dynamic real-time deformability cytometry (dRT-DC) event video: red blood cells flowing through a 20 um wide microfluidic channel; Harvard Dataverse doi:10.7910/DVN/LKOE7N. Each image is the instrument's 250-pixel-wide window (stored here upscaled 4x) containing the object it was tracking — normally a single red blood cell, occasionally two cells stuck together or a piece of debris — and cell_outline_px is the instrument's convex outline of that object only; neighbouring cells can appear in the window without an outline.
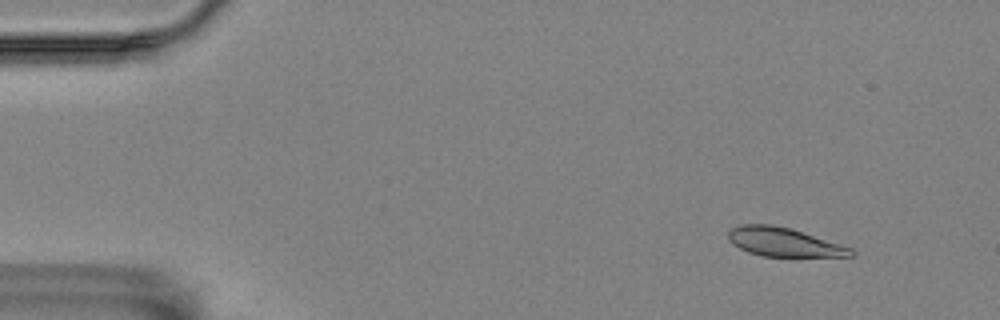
{"species": "Egyptian fruit bat (a non-hibernating species)", "species_latin": "Rousettus aegyptiacus", "temperature_condition": "room temperature", "stored_images_in_passage": 4, "camera_frame_rate_fps": 3000, "um_per_image_px": 0.085, "animal": {"sex": "female"}, "frame": {"image": 1, "passage_image": 1, "time_ms": 0.0, "image_size_px": [1000, 320], "cell_outline_px": [[856, 256], [764, 256], [748, 252], [732, 244], [728, 240], [728, 228], [740, 224], [772, 224], [792, 228], [852, 248], [856, 252]], "centroid_in_image_um": [66.6, 20.56], "position_along_channel_um": 18.4, "area_um2": 20.75}}